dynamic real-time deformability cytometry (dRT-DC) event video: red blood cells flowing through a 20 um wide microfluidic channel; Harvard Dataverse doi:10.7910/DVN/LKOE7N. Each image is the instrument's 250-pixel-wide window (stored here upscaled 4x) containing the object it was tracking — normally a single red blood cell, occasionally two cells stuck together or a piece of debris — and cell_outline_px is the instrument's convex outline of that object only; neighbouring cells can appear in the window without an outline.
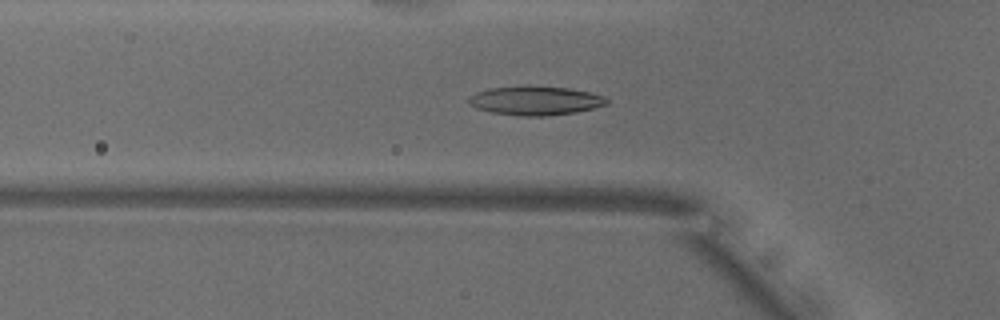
{"species": "common noctule bat (a hibernating species)", "species_latin": "Nyctalus noctula", "temperature_condition": "warm", "stored_images_in_passage": 41, "camera_frame_rate_fps": 3000, "um_per_image_px": 0.085, "animal": {"sex": "male", "body_mass_g": 18.8}, "frame": {"image": 1, "passage_image": 13, "time_ms": 4.0, "image_size_px": [1000, 320], "cell_outline_px": [[608, 104], [576, 112], [548, 116], [520, 116], [492, 112], [476, 108], [468, 104], [468, 96], [476, 92], [488, 88], [524, 84], [528, 84], [568, 88], [588, 92], [604, 96], [608, 100]], "centroid_in_image_um": [45.45, 8.53], "position_along_channel_um": 80.3, "area_um2": 23.81}}
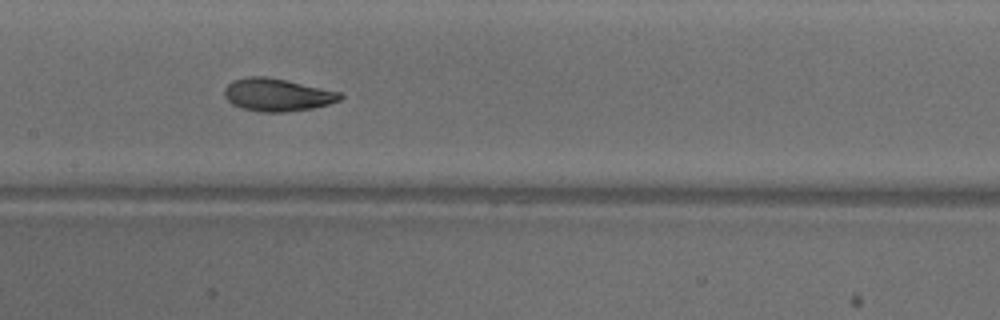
{"frame": {"image": 2, "passage_image": 21, "time_ms": 6.667, "image_size_px": [1000, 320], "cell_outline_px": [[344, 96], [340, 100], [328, 104], [312, 108], [288, 112], [260, 112], [244, 108], [232, 104], [224, 96], [224, 88], [232, 80], [248, 76], [268, 76], [340, 92]], "centroid_in_image_um": [23.54, 8.05], "position_along_channel_um": 183.9, "area_um2": 22.08}}
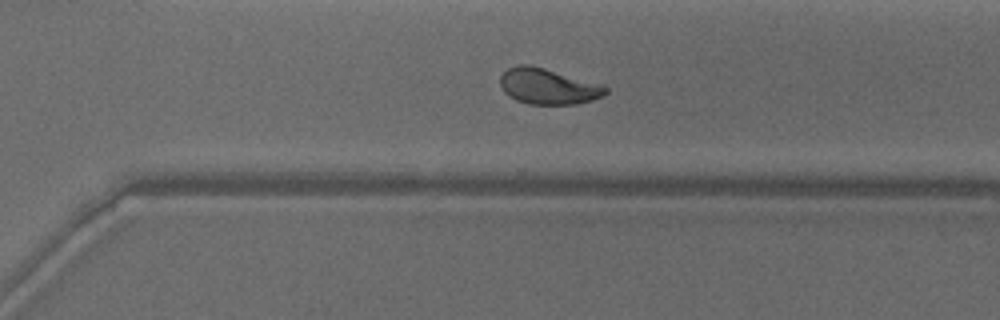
{"frame": {"image": 3, "passage_image": 32, "time_ms": 10.333, "image_size_px": [1000, 320], "cell_outline_px": [[608, 92], [592, 100], [576, 104], [528, 104], [516, 100], [508, 96], [504, 92], [500, 84], [500, 76], [508, 68], [520, 64], [528, 64], [544, 68], [604, 84], [608, 88]], "centroid_in_image_um": [46.59, 7.34], "position_along_channel_um": 324.0, "area_um2": 22.08}, "authors_computed_cell_mechanics": {"area_um2": 21.8484, "velocity_mm_per_s": 3.8384, "shape_relaxation_time_tau1_ms": 3.8192, "shape_relaxation_time_tau2_ms": 1.1764, "deformation_change_tau1": 0.1419, "deformation_change_tau2": 0.0648}}